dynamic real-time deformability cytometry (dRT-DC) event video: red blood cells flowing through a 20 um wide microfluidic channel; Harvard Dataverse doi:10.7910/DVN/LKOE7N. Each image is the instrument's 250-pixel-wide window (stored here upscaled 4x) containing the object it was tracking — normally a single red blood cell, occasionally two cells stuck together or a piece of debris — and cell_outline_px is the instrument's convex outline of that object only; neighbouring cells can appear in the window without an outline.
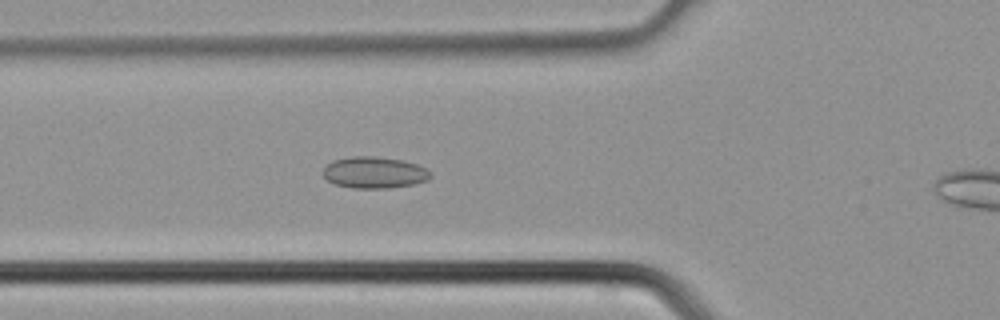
{"species": "common noctule bat (a hibernating species)", "species_latin": "Nyctalus noctula", "temperature_condition": "cold", "stored_images_in_passage": 6, "camera_frame_rate_fps": 3000, "um_per_image_px": 0.085, "animal": {"sex": "male", "body_mass_g": 21.5, "forearm_length_mm": 52.0}, "frame": {"image": 1, "passage_image": 5, "time_ms": 1.333, "image_size_px": [1000, 320], "cell_outline_px": [[432, 176], [428, 180], [416, 184], [388, 188], [352, 188], [336, 184], [328, 180], [324, 176], [324, 168], [332, 160], [352, 156], [372, 156], [400, 160], [416, 164], [432, 172]], "centroid_in_image_um": [31.84, 14.67], "position_along_channel_um": 94.0, "area_um2": 19.65}}